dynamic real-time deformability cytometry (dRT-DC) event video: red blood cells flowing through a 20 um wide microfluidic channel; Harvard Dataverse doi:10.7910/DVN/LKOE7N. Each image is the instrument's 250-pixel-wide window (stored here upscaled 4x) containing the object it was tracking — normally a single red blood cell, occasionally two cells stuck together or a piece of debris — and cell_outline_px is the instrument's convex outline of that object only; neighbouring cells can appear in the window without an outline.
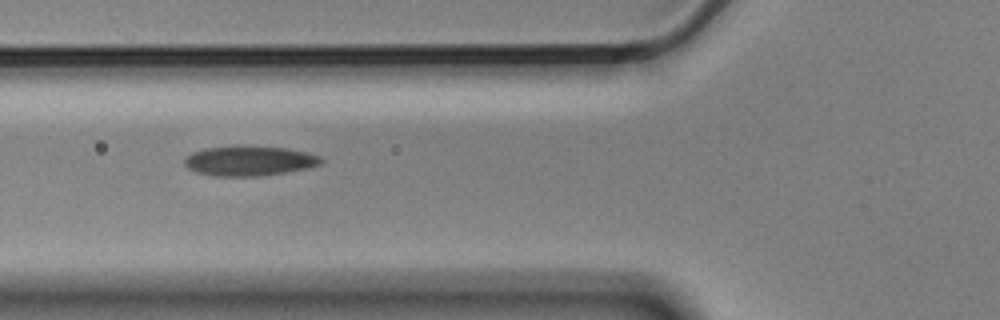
{"species": "Egyptian fruit bat (a non-hibernating species)", "species_latin": "Rousettus aegyptiacus", "temperature_condition": "cold", "stored_images_in_passage": 8, "camera_frame_rate_fps": 3000, "um_per_image_px": 0.085, "animal": {"sex": "male"}, "frame": {"image": 1, "passage_image": 7, "time_ms": 2.0, "image_size_px": [1000, 320], "cell_outline_px": [[324, 160], [320, 164], [308, 168], [288, 172], [260, 176], [212, 176], [196, 172], [188, 168], [184, 164], [184, 160], [192, 152], [204, 148], [288, 148], [308, 152], [320, 156]], "centroid_in_image_um": [21.22, 13.71], "position_along_channel_um": 104.6, "area_um2": 23.18}}
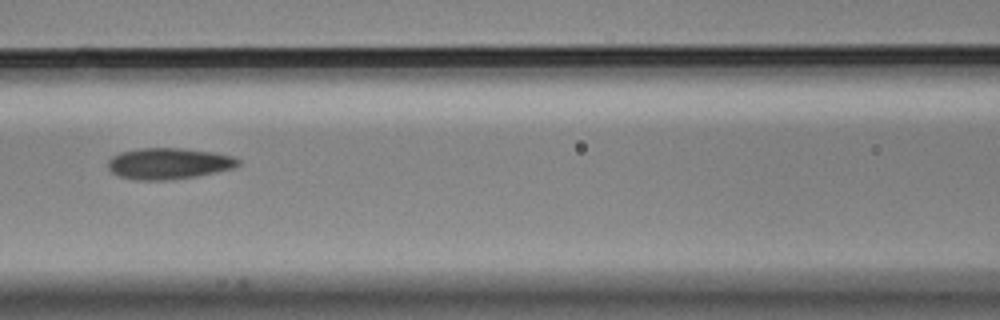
{"frame": {"image": 2, "passage_image": 8, "time_ms": 2.333, "image_size_px": [1000, 320], "cell_outline_px": [[240, 164], [232, 168], [216, 172], [196, 176], [168, 180], [140, 180], [120, 176], [112, 172], [108, 168], [108, 160], [112, 156], [120, 152], [140, 148], [180, 148], [212, 152], [232, 156], [240, 160]], "centroid_in_image_um": [14.32, 13.89], "position_along_channel_um": 152.3, "area_um2": 23.52}}